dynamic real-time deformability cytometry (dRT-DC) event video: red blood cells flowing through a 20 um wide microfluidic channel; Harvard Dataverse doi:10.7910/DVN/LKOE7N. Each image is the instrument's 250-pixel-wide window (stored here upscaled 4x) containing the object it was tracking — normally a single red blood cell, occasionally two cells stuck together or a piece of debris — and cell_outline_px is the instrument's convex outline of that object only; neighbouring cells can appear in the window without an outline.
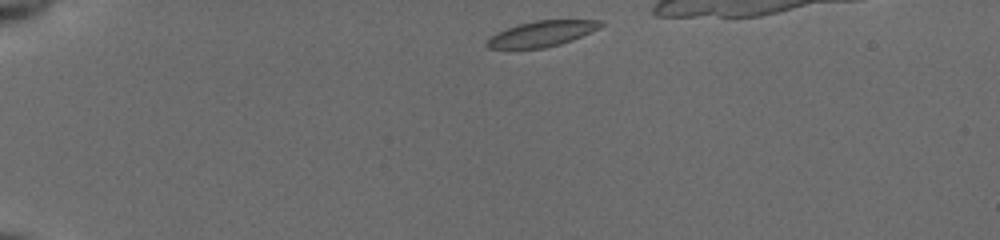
{"species": "common noctule bat (a hibernating species)", "species_latin": "Nyctalus noctula", "temperature_condition": "cold", "stored_images_in_passage": 37, "camera_frame_rate_fps": 3000, "um_per_image_px": 0.085, "animal": {"sex": "female", "body_mass_g": 19.5, "forearm_length_mm": 54.1}, "frame": {"image": 1, "passage_image": 1, "time_ms": 0.0, "image_size_px": [1000, 240], "cell_outline_px": [[604, 24], [600, 28], [572, 40], [560, 44], [544, 48], [488, 48], [484, 44], [496, 32], [516, 24], [536, 20], [600, 20]], "centroid_in_image_um": [46.05, 2.85], "position_along_channel_um": 39.0, "area_um2": 16.94}}
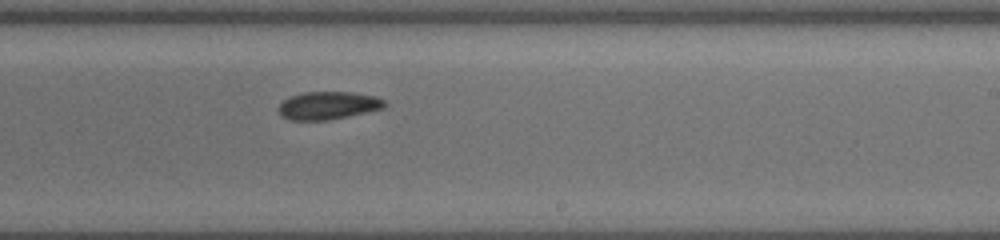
{"frame": {"image": 2, "passage_image": 23, "time_ms": 7.333, "image_size_px": [1000, 240], "cell_outline_px": [[388, 104], [384, 108], [348, 116], [328, 120], [292, 120], [284, 116], [276, 108], [284, 100], [292, 96], [304, 92], [352, 92], [376, 96], [384, 100]], "centroid_in_image_um": [27.93, 8.96], "position_along_channel_um": 261.1, "area_um2": 17.11}}
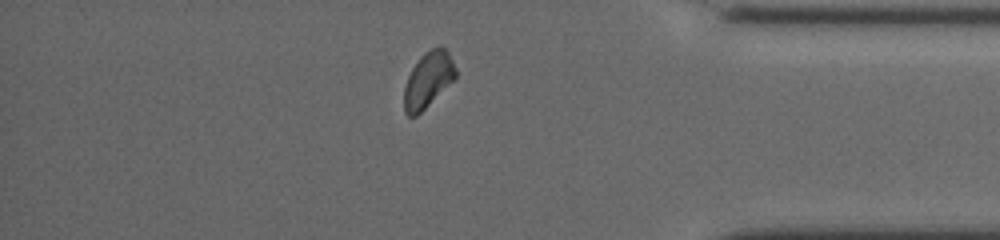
{"frame": {"image": 3, "passage_image": 35, "time_ms": 11.333, "image_size_px": [1000, 240], "cell_outline_px": [[456, 76], [416, 116], [408, 116], [404, 112], [404, 88], [408, 76], [412, 68], [420, 56], [424, 52], [440, 44], [448, 52], [456, 68]], "centroid_in_image_um": [36.36, 6.74], "position_along_channel_um": 398.8, "area_um2": 16.36}}